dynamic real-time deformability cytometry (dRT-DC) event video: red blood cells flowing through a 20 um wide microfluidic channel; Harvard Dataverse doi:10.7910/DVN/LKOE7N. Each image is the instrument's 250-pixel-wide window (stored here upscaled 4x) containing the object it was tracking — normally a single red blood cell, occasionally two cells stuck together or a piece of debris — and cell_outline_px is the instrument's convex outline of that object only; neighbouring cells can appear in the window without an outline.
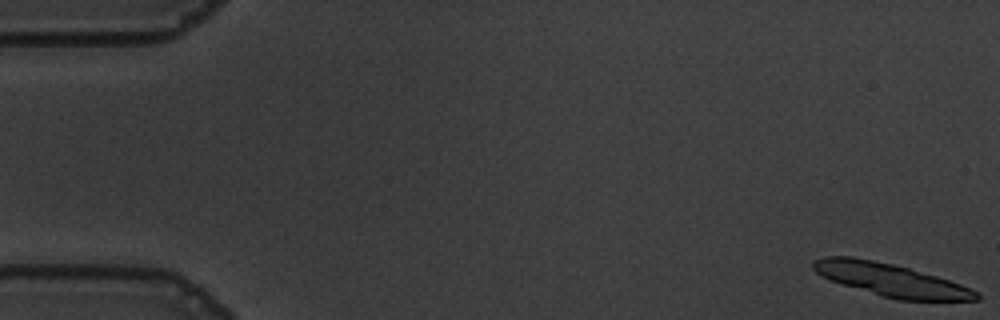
{"species": "common noctule bat (a hibernating species)", "species_latin": "Nyctalus noctula", "temperature_condition": "warm", "stored_images_in_passage": 16, "camera_frame_rate_fps": 3000, "um_per_image_px": 0.085, "animal": {"sex": "male", "body_mass_g": 19.5, "forearm_length_mm": 54.6}, "frame": {"image": 1, "passage_image": 1, "time_ms": 0.0, "image_size_px": [1000, 320], "cell_outline_px": [[980, 300], [900, 300], [884, 296], [844, 284], [832, 280], [816, 272], [812, 268], [812, 260], [824, 256], [852, 256], [892, 264], [908, 268], [936, 276], [960, 284], [976, 292], [980, 296]], "centroid_in_image_um": [75.69, 23.77], "position_along_channel_um": 9.3, "area_um2": 30.4}}